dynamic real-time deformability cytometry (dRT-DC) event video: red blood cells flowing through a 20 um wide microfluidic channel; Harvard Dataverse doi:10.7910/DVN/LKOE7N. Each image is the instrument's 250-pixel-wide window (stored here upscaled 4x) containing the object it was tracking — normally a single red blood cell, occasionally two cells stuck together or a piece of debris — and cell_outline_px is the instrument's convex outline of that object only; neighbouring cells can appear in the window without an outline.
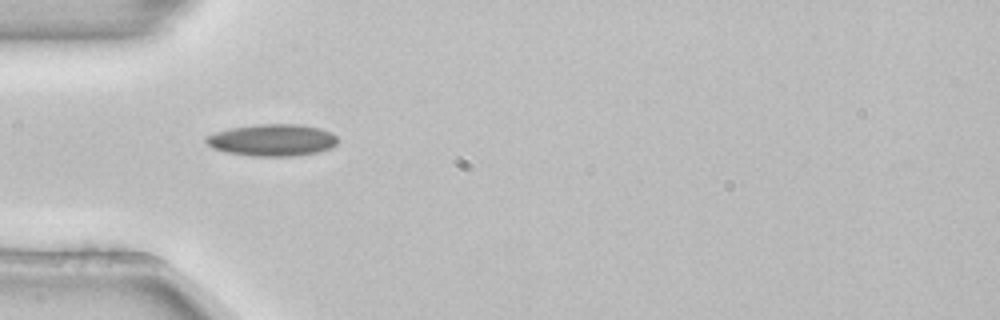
{"species": "common noctule bat (a hibernating species)", "species_latin": "Nyctalus noctula", "temperature_condition": "room temperature", "stored_images_in_passage": 2, "camera_frame_rate_fps": 3000, "um_per_image_px": 0.085, "animal": {"sex": "female", "body_mass_g": 22.7, "forearm_length_mm": 54.2}, "frame": {"image": 1, "passage_image": 1, "time_ms": 0.0, "image_size_px": [1000, 320], "cell_outline_px": [[336, 144], [332, 148], [320, 152], [296, 156], [252, 156], [224, 152], [212, 148], [204, 140], [208, 136], [216, 132], [232, 128], [256, 124], [300, 124], [320, 128], [332, 132], [336, 136]], "centroid_in_image_um": [23.17, 11.91], "position_along_channel_um": 61.8, "area_um2": 24.62}}